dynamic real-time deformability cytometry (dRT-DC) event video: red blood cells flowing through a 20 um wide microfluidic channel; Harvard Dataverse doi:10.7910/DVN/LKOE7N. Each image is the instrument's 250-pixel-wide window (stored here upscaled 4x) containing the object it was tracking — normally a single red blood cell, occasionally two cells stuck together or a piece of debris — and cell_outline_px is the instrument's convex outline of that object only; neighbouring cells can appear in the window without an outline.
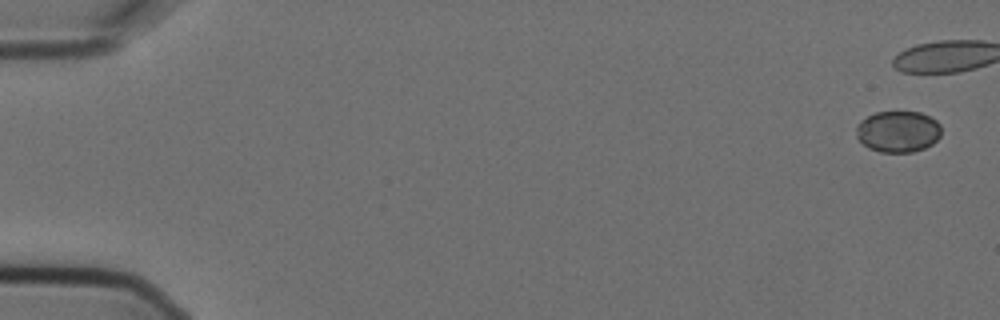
{"species": "Egyptian fruit bat (a non-hibernating species)", "species_latin": "Rousettus aegyptiacus", "temperature_condition": "cold", "stored_images_in_passage": 8, "camera_frame_rate_fps": 3000, "um_per_image_px": 0.085, "animal": {"sex": "female"}, "frame": {"image": 1, "passage_image": 1, "time_ms": 0.0, "image_size_px": [1000, 320], "cell_outline_px": [[940, 136], [932, 144], [924, 148], [912, 152], [880, 152], [868, 148], [856, 136], [856, 124], [860, 120], [876, 112], [920, 112], [936, 120], [940, 124]], "centroid_in_image_um": [76.31, 11.18], "position_along_channel_um": 8.7, "area_um2": 20.52}}
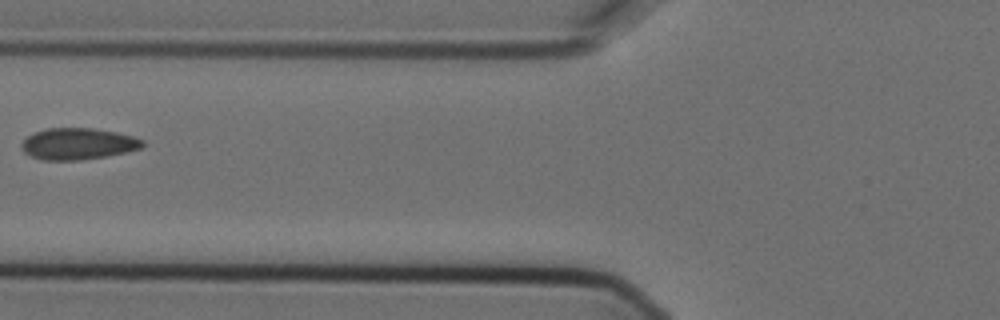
{"frame": {"image": 2, "passage_image": 7, "time_ms": 2.0, "image_size_px": [1000, 320], "cell_outline_px": [[144, 144], [140, 148], [124, 152], [104, 156], [80, 160], [44, 160], [32, 156], [24, 152], [20, 144], [28, 136], [36, 132], [48, 128], [92, 128], [116, 132], [132, 136], [144, 140]], "centroid_in_image_um": [6.62, 12.22], "position_along_channel_um": 119.2, "area_um2": 21.91}}
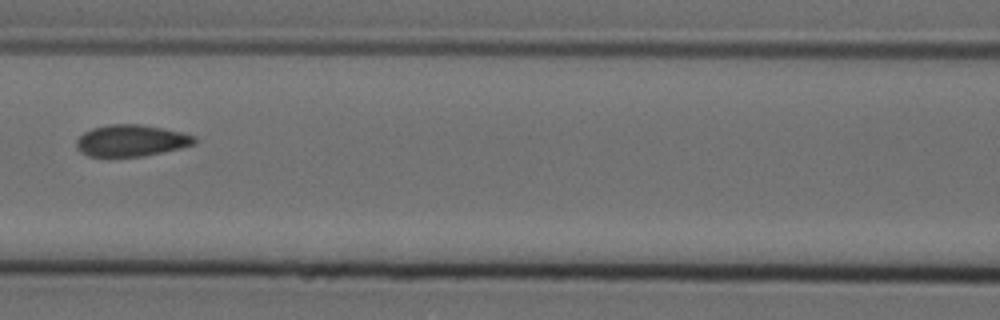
{"frame": {"image": 3, "passage_image": 8, "time_ms": 2.333, "image_size_px": [1000, 320], "cell_outline_px": [[196, 144], [180, 148], [144, 156], [88, 156], [80, 152], [76, 148], [76, 140], [84, 132], [92, 128], [108, 124], [140, 124], [180, 132], [196, 136]], "centroid_in_image_um": [11.13, 11.95], "position_along_channel_um": 155.5, "area_um2": 21.68}}